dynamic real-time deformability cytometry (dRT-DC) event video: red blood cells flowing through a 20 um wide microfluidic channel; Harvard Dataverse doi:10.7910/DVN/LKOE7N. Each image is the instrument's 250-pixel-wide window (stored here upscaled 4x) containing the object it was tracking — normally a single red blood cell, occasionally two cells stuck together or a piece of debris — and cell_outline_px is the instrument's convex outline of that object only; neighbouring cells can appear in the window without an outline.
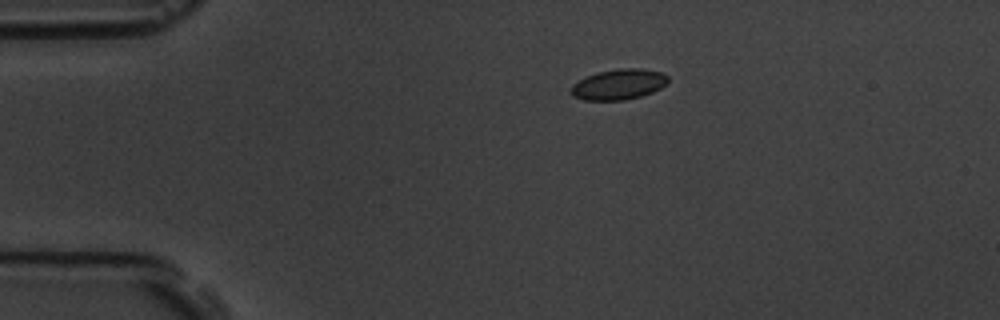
{"species": "common noctule bat (a hibernating species)", "species_latin": "Nyctalus noctula", "temperature_condition": "room temperature", "stored_images_in_passage": 47, "camera_frame_rate_fps": 3000, "um_per_image_px": 0.085, "animal": {"sex": "male", "body_mass_g": 19.5, "forearm_length_mm": 54.6}, "frame": {"image": 1, "passage_image": 1, "time_ms": 0.0, "image_size_px": [1000, 320], "cell_outline_px": [[668, 80], [660, 88], [652, 92], [640, 96], [624, 100], [584, 100], [572, 96], [568, 92], [568, 88], [572, 84], [584, 76], [596, 72], [620, 68], [640, 68], [660, 72], [668, 76]], "centroid_in_image_um": [52.49, 7.17], "position_along_channel_um": 32.5, "area_um2": 17.46}}
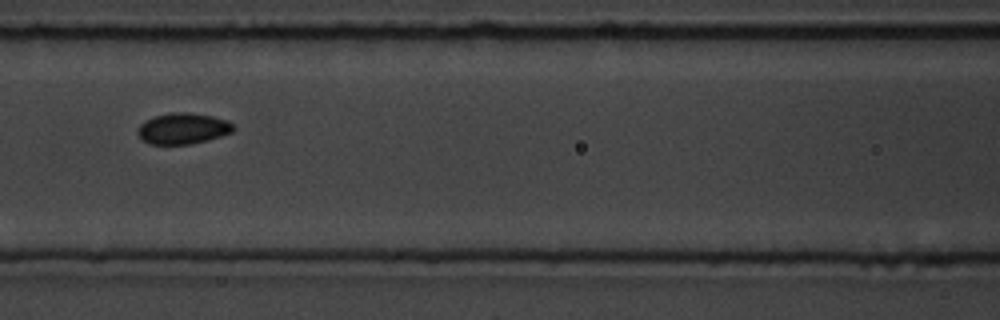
{"frame": {"image": 2, "passage_image": 15, "time_ms": 4.667, "image_size_px": [1000, 320], "cell_outline_px": [[236, 128], [232, 132], [208, 140], [192, 144], [148, 144], [136, 132], [136, 128], [140, 124], [152, 116], [168, 112], [188, 112], [212, 116], [228, 120]], "centroid_in_image_um": [15.53, 10.91], "position_along_channel_um": 151.1, "area_um2": 17.51}}
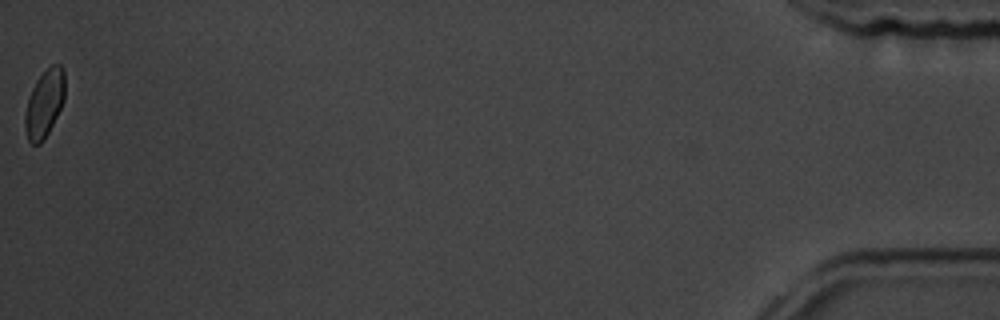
{"frame": {"image": 3, "passage_image": 47, "time_ms": 15.333, "image_size_px": [1000, 320], "cell_outline_px": [[64, 100], [44, 140], [40, 144], [32, 144], [28, 140], [24, 128], [24, 116], [28, 100], [32, 88], [36, 80], [52, 64], [60, 64], [64, 68]], "centroid_in_image_um": [3.76, 8.81], "position_along_channel_um": 431.4, "area_um2": 15.55}, "authors_computed_cell_mechanics": {"area_um2": 16.8198, "velocity_mm_per_s": 3.5749, "shape_relaxation_time_tau1_ms": 2.0849, "shape_relaxation_time_tau2_ms": 4.0896, "deformation_change_tau1": 0.0639, "deformation_change_tau2": 0.0536}}